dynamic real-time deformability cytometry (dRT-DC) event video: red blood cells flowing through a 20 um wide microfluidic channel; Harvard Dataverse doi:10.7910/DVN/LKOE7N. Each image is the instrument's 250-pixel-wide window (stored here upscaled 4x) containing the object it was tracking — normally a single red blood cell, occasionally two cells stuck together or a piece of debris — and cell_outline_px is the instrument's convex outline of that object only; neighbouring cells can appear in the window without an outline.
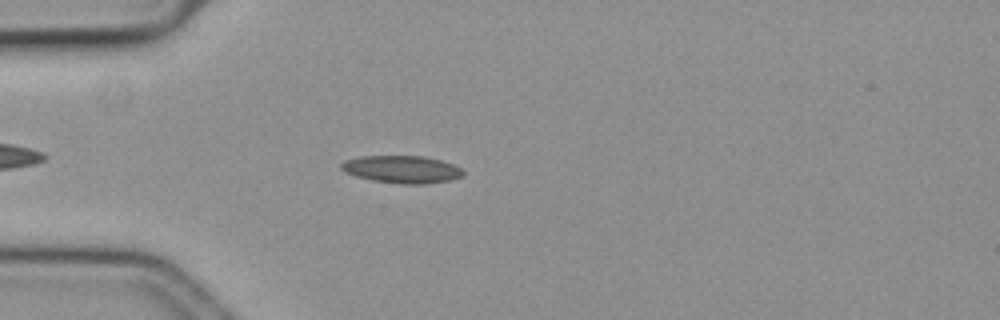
{"species": "common noctule bat (a hibernating species)", "species_latin": "Nyctalus noctula", "temperature_condition": "cold", "stored_images_in_passage": 49, "camera_frame_rate_fps": 3000, "um_per_image_px": 0.085, "animal": {"sex": "female", "body_mass_g": 19.3, "forearm_length_mm": 54.1}, "frame": {"image": 1, "passage_image": 7, "time_ms": 2.0, "image_size_px": [1000, 320], "cell_outline_px": [[464, 176], [448, 180], [424, 184], [400, 184], [372, 180], [356, 176], [344, 172], [340, 168], [340, 164], [344, 160], [364, 156], [420, 156], [440, 160], [452, 164], [460, 168], [464, 172]], "centroid_in_image_um": [34.13, 14.4], "position_along_channel_um": 50.9, "area_um2": 19.42}}
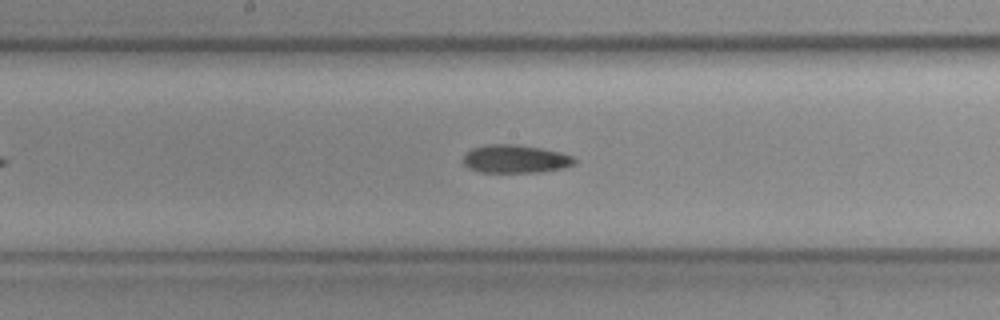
{"frame": {"image": 2, "passage_image": 21, "time_ms": 6.667, "image_size_px": [1000, 320], "cell_outline_px": [[576, 164], [564, 168], [540, 172], [480, 172], [468, 168], [464, 164], [464, 156], [472, 148], [484, 144], [516, 144], [540, 148], [560, 152], [572, 156], [576, 160]], "centroid_in_image_um": [43.82, 13.51], "position_along_channel_um": 204.4, "area_um2": 18.32}}
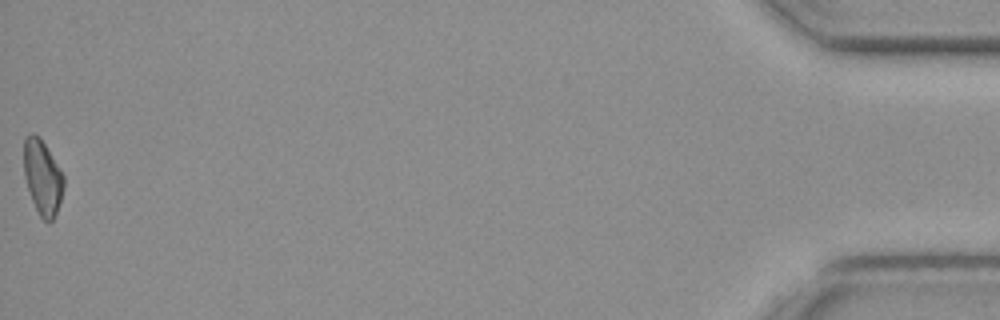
{"frame": {"image": 3, "passage_image": 49, "time_ms": 16.0, "image_size_px": [1000, 320], "cell_outline_px": [[64, 188], [56, 212], [52, 220], [48, 224], [40, 216], [32, 200], [24, 176], [24, 140], [32, 132], [40, 136], [64, 176]], "centroid_in_image_um": [3.61, 15.06], "position_along_channel_um": 431.6, "area_um2": 17.17}, "authors_computed_cell_mechanics": {"area_um2": 17.918, "velocity_mm_per_s": 3.5542, "shape_relaxation_time_tau1_ms": 3.9419, "shape_relaxation_time_tau2_ms": null, "deformation_change_tau1": 0.0907, "deformation_change_tau2": null}}